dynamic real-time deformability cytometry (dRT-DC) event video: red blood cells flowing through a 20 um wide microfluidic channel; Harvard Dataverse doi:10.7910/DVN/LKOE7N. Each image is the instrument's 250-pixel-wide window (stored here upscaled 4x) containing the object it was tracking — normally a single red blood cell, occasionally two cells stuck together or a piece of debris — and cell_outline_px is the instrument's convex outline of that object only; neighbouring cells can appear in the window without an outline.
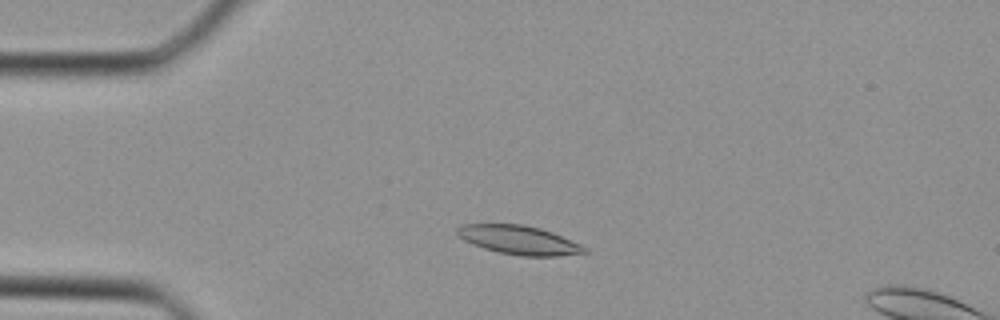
{"species": "Egyptian fruit bat (a non-hibernating species)", "species_latin": "Rousettus aegyptiacus", "temperature_condition": "cold", "stored_images_in_passage": 38, "camera_frame_rate_fps": 3000, "um_per_image_px": 0.085, "animal": {"sex": "female"}, "frame": {"image": 1, "passage_image": 7, "time_ms": 2.0, "image_size_px": [1000, 320], "cell_outline_px": [[588, 252], [556, 256], [520, 256], [500, 252], [484, 248], [472, 244], [464, 240], [456, 232], [456, 228], [460, 224], [524, 224], [540, 228], [552, 232], [580, 244], [588, 248]], "centroid_in_image_um": [44.1, 20.39], "position_along_channel_um": 40.9, "area_um2": 21.33}}
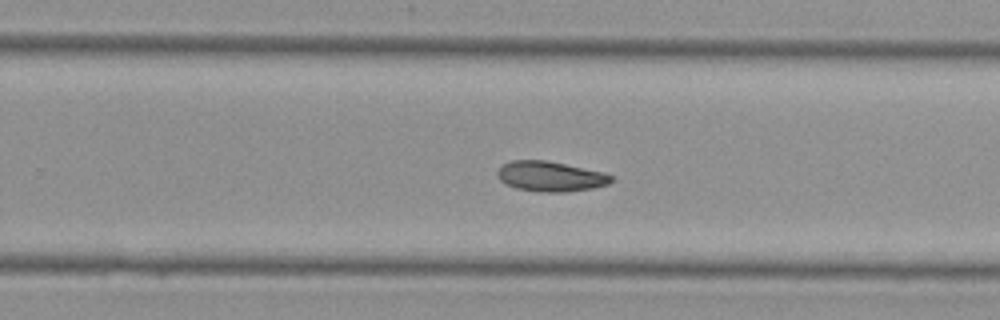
{"frame": {"image": 2, "passage_image": 23, "time_ms": 7.333, "image_size_px": [1000, 320], "cell_outline_px": [[616, 176], [608, 184], [592, 188], [564, 192], [540, 192], [516, 188], [504, 184], [496, 176], [496, 172], [504, 164], [512, 160], [548, 160], [604, 172]], "centroid_in_image_um": [46.79, 14.99], "position_along_channel_um": 283.0, "area_um2": 20.17}}
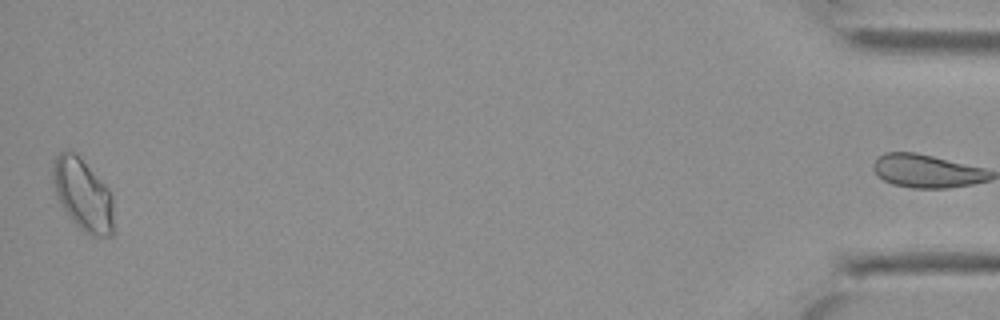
{"frame": {"image": 3, "passage_image": 37, "time_ms": 12.0, "image_size_px": [1000, 320], "cell_outline_px": [[112, 236], [92, 236], [84, 232], [68, 216], [56, 196], [52, 180], [52, 164], [56, 156], [60, 152], [76, 152], [108, 188], [112, 196]], "centroid_in_image_um": [7.02, 16.54], "position_along_channel_um": 428.2, "area_um2": 25.32}}